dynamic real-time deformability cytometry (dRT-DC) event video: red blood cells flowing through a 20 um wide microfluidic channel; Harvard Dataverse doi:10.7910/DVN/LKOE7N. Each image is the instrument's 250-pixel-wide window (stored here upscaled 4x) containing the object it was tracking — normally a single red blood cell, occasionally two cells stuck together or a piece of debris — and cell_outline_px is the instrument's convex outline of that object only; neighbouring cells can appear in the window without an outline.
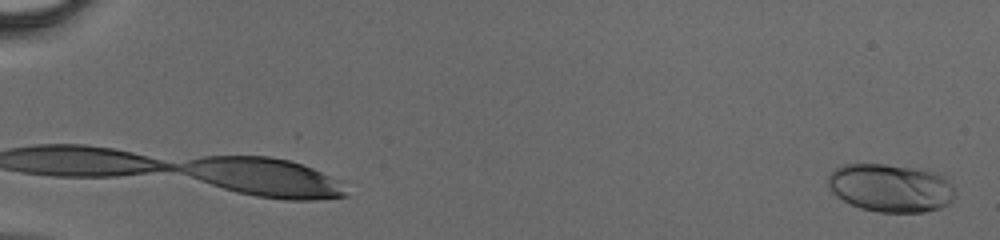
{"species": "human", "species_latin": "Homo sapiens", "temperature_condition": "cold", "stored_images_in_passage": 47, "camera_frame_rate_fps": 3000, "um_per_image_px": 0.085, "donor": {"sex": "male"}, "frame": {"image": 1, "passage_image": 1, "time_ms": 0.0, "image_size_px": [1000, 240], "cell_outline_px": [[952, 200], [948, 204], [940, 208], [924, 212], [876, 212], [860, 208], [836, 196], [828, 188], [828, 176], [836, 168], [844, 164], [884, 164], [912, 168], [944, 176], [948, 180], [952, 188]], "centroid_in_image_um": [75.65, 15.98], "position_along_channel_um": 9.4, "area_um2": 35.2}}
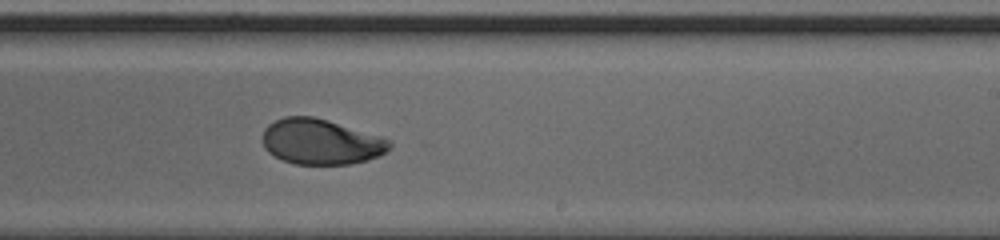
{"frame": {"image": 2, "passage_image": 31, "time_ms": 10.0, "image_size_px": [1000, 240], "cell_outline_px": [[392, 148], [380, 156], [368, 160], [352, 164], [292, 164], [268, 152], [264, 148], [264, 128], [268, 124], [284, 116], [312, 116], [328, 120], [384, 136], [392, 140]], "centroid_in_image_um": [27.35, 12.04], "position_along_channel_um": 261.6, "area_um2": 34.04}}
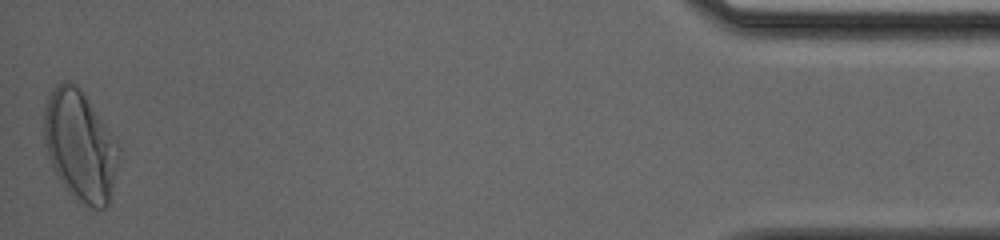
{"frame": {"image": 3, "passage_image": 47, "time_ms": 15.333, "image_size_px": [1000, 240], "cell_outline_px": [[120, 148], [112, 188], [108, 204], [104, 208], [92, 208], [72, 196], [68, 192], [52, 168], [44, 144], [44, 104], [48, 96], [64, 80], [68, 80], [76, 84], [80, 88], [116, 140]], "centroid_in_image_um": [6.78, 12.38], "position_along_channel_um": 428.4, "area_um2": 47.57}}